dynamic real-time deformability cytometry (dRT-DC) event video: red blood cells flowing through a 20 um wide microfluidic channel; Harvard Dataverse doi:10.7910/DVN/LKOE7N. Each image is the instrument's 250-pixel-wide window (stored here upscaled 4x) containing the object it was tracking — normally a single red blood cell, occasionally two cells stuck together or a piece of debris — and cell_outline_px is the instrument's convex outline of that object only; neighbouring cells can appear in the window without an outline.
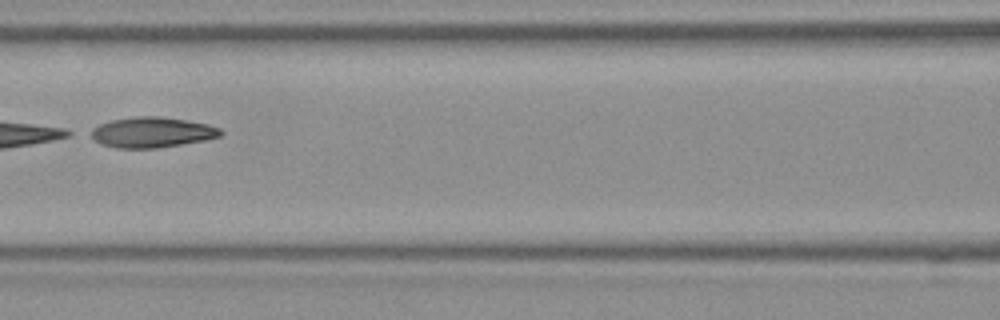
{"species": "Egyptian fruit bat (a non-hibernating species)", "species_latin": "Rousettus aegyptiacus", "temperature_condition": "room temperature", "stored_images_in_passage": 6, "camera_frame_rate_fps": 3000, "um_per_image_px": 0.085, "frame": {"image": 1, "passage_image": 6, "time_ms": 1.667, "image_size_px": [1000, 320], "cell_outline_px": [[224, 132], [220, 136], [204, 140], [156, 148], [116, 148], [100, 144], [84, 132], [100, 124], [112, 120], [136, 116], [160, 116], [208, 124], [220, 128]], "centroid_in_image_um": [12.85, 11.24], "position_along_channel_um": 153.8, "area_um2": 23.12}}